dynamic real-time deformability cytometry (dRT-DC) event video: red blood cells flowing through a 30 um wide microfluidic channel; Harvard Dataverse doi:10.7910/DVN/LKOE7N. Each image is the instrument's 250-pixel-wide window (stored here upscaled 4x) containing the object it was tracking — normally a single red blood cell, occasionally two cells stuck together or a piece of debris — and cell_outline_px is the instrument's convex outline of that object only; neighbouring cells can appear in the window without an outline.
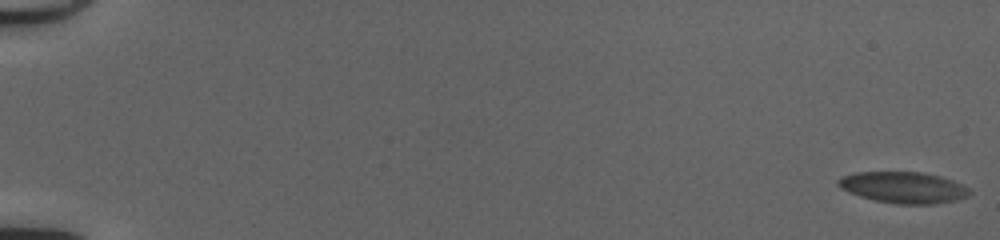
{"species": "common noctule bat (a hibernating species)", "species_latin": "Nyctalus noctula", "temperature_condition": "cold", "stored_images_in_passage": 53, "camera_frame_rate_fps": 3000, "um_per_image_px": 0.085, "animal": {"sex": "female", "body_mass_g": 20.0, "forearm_length_mm": 54.0}, "frame": {"image": 1, "passage_image": 1, "time_ms": 0.0, "image_size_px": [1000, 240], "cell_outline_px": [[972, 192], [968, 196], [956, 200], [932, 204], [896, 204], [876, 200], [860, 196], [848, 192], [840, 188], [836, 184], [836, 180], [840, 176], [856, 172], [920, 172], [940, 176], [952, 180], [968, 188]], "centroid_in_image_um": [76.75, 15.93], "position_along_channel_um": 8.2, "area_um2": 23.99}}
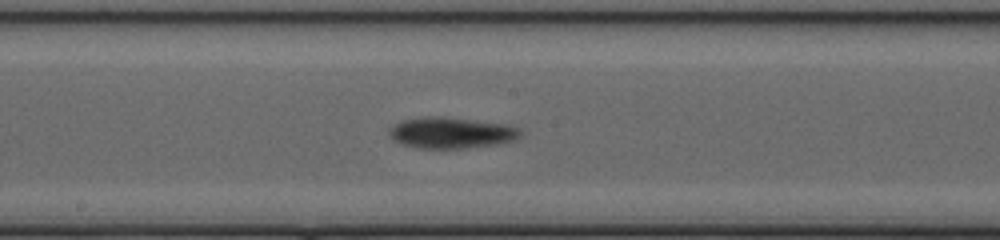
{"frame": {"image": 2, "passage_image": 31, "time_ms": 10.0, "image_size_px": [1000, 240], "cell_outline_px": [[520, 136], [516, 140], [496, 144], [464, 148], [416, 148], [392, 140], [388, 136], [388, 128], [400, 120], [424, 116], [444, 116], [504, 124], [520, 128]], "centroid_in_image_um": [38.29, 11.27], "position_along_channel_um": 209.9, "area_um2": 23.99}}
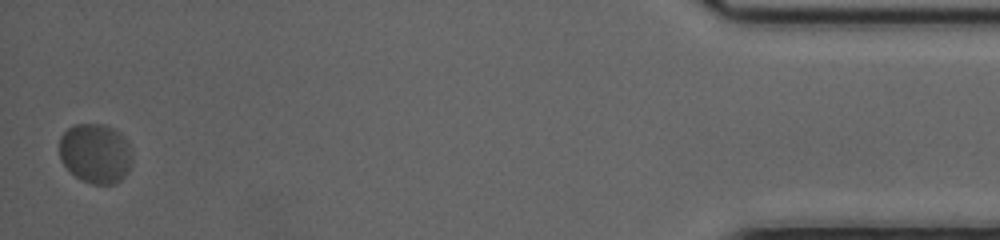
{"frame": {"image": 3, "passage_image": 53, "time_ms": 17.333, "image_size_px": [1000, 240], "cell_outline_px": [[132, 164], [128, 172], [120, 180], [112, 184], [92, 184], [80, 180], [60, 160], [60, 136], [72, 124], [104, 124], [112, 128], [124, 136], [132, 152]], "centroid_in_image_um": [8.13, 13.03], "position_along_channel_um": 427.1, "area_um2": 25.49}}